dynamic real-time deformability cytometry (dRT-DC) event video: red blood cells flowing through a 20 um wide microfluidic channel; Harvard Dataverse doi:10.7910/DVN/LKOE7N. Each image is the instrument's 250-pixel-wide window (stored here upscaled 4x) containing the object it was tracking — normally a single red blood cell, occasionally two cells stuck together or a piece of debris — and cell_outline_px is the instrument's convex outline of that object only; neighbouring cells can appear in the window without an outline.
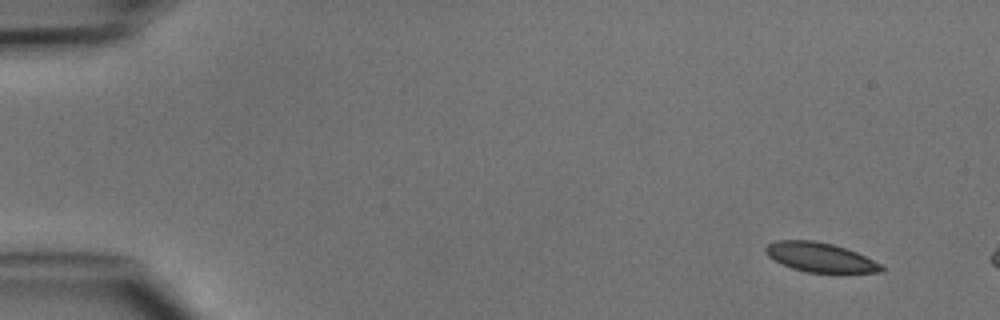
{"species": "common noctule bat (a hibernating species)", "species_latin": "Nyctalus noctula", "temperature_condition": "cold", "stored_images_in_passage": 5, "camera_frame_rate_fps": 3000, "um_per_image_px": 0.085, "animal": {"sex": "male", "body_mass_g": 15.6}, "frame": {"image": 1, "passage_image": 1, "time_ms": 0.0, "image_size_px": [1000, 320], "cell_outline_px": [[884, 272], [808, 272], [792, 268], [768, 256], [764, 252], [764, 248], [768, 244], [776, 240], [812, 240], [832, 244], [856, 252], [880, 264], [884, 268]], "centroid_in_image_um": [69.68, 21.86], "position_along_channel_um": 15.3, "area_um2": 19.42}}
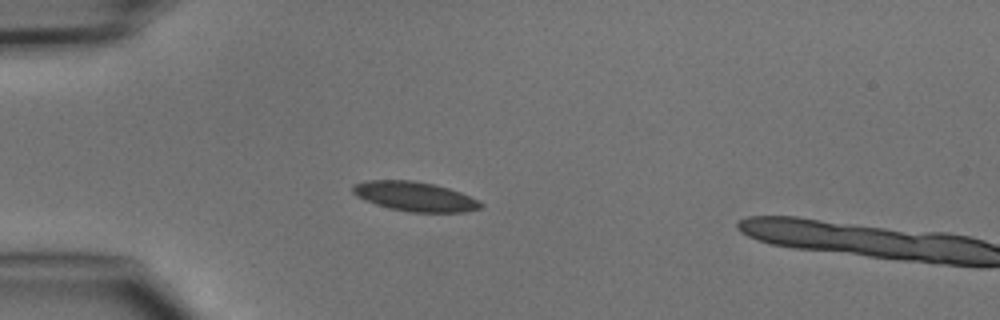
{"frame": {"image": 2, "passage_image": 4, "time_ms": 3.333, "image_size_px": [1000, 320], "cell_outline_px": [[484, 208], [464, 212], [408, 212], [376, 204], [356, 196], [352, 192], [352, 184], [364, 180], [412, 180], [432, 184], [448, 188], [460, 192], [480, 200], [484, 204]], "centroid_in_image_um": [35.28, 16.7], "position_along_channel_um": 49.7, "area_um2": 22.08}}